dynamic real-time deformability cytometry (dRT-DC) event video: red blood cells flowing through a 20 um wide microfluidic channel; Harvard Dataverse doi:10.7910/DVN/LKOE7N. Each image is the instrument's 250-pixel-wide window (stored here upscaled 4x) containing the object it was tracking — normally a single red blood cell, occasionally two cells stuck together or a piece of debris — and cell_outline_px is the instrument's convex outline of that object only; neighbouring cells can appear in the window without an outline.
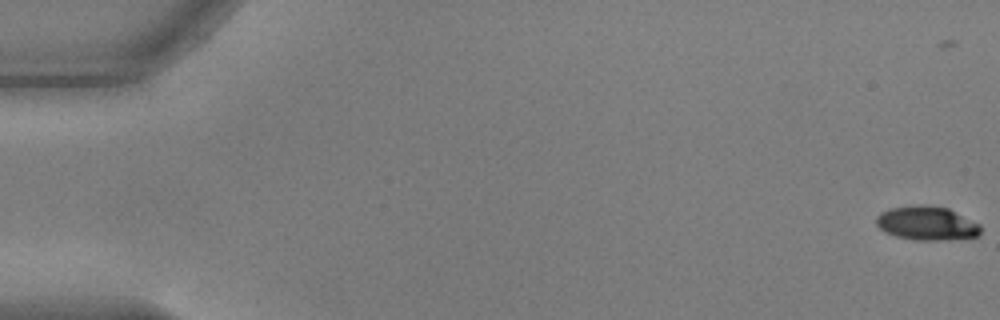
{"species": "common noctule bat (a hibernating species)", "species_latin": "Nyctalus noctula", "temperature_condition": "warm", "stored_images_in_passage": 45, "camera_frame_rate_fps": 3000, "um_per_image_px": 0.085, "animal": {"sex": "male", "body_mass_g": 17.9, "forearm_length_mm": 54.2}, "frame": {"image": 1, "passage_image": 2, "time_ms": 0.333, "image_size_px": [1000, 320], "cell_outline_px": [[980, 232], [976, 236], [940, 240], [916, 240], [896, 236], [884, 232], [876, 224], [876, 216], [880, 212], [892, 208], [948, 208], [980, 224]], "centroid_in_image_um": [78.77, 19.03], "position_along_channel_um": 6.2, "area_um2": 19.65}}
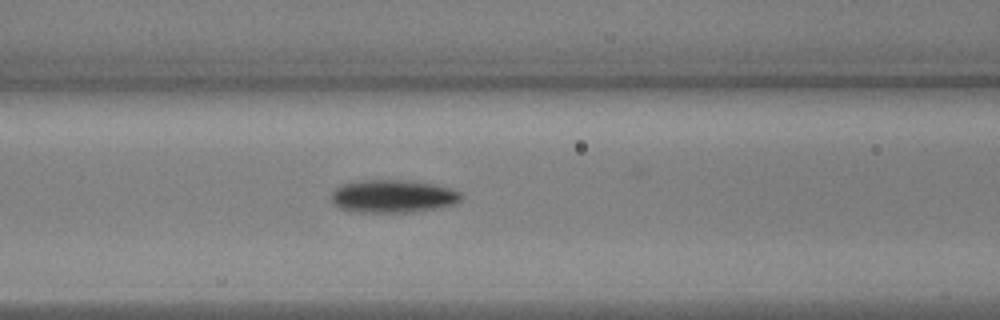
{"frame": {"image": 2, "passage_image": 25, "time_ms": 8.0, "image_size_px": [1000, 320], "cell_outline_px": [[464, 196], [460, 200], [452, 204], [440, 208], [404, 212], [368, 212], [340, 208], [332, 200], [332, 192], [336, 188], [344, 184], [360, 180], [400, 180], [432, 184], [452, 188], [460, 192]], "centroid_in_image_um": [33.44, 16.67], "position_along_channel_um": 133.2, "area_um2": 24.45}}
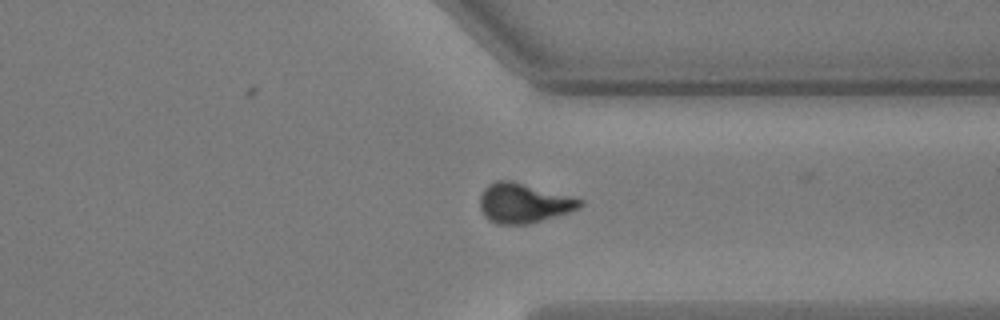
{"frame": {"image": 3, "passage_image": 44, "time_ms": 14.333, "image_size_px": [1000, 320], "cell_outline_px": [[584, 204], [580, 208], [568, 212], [528, 224], [496, 224], [488, 220], [484, 216], [480, 208], [480, 196], [484, 188], [488, 184], [496, 180], [512, 180], [584, 200]], "centroid_in_image_um": [44.48, 17.26], "position_along_channel_um": 366.9, "area_um2": 23.12}}